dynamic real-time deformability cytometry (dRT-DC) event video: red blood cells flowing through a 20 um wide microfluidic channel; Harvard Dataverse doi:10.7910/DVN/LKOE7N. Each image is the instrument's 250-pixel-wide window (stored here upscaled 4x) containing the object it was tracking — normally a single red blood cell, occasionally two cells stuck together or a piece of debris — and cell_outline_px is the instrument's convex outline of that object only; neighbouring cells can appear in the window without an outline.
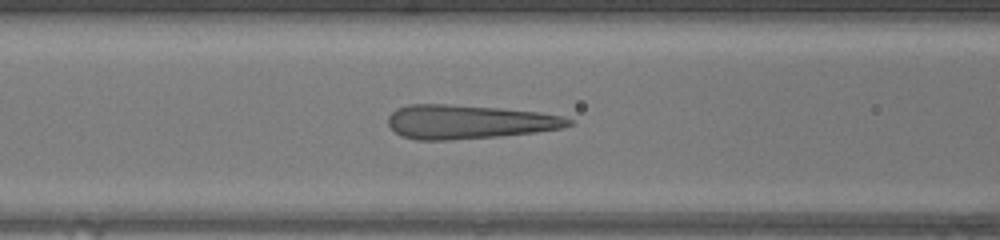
{"species": "human", "species_latin": "Homo sapiens", "temperature_condition": "warm", "stored_images_in_passage": 46, "camera_frame_rate_fps": 3000, "um_per_image_px": 0.085, "donor": {"sex": "female"}, "frame": {"image": 1, "passage_image": 18, "time_ms": 5.667, "image_size_px": [1000, 240], "cell_outline_px": [[572, 124], [560, 128], [536, 132], [500, 136], [448, 140], [416, 140], [400, 136], [388, 124], [388, 116], [396, 108], [408, 104], [448, 104], [500, 108], [540, 112], [560, 116], [572, 120]], "centroid_in_image_um": [39.79, 10.35], "position_along_channel_um": 126.8, "area_um2": 35.72}}
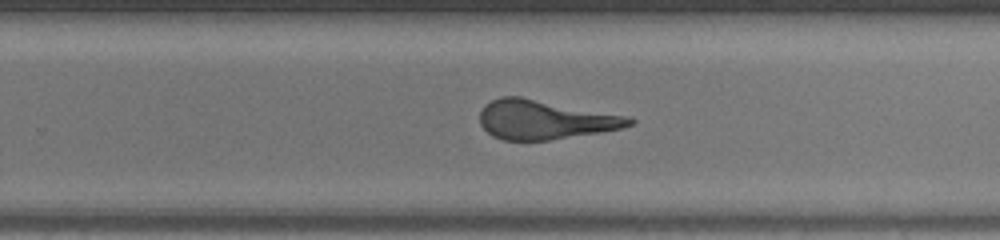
{"frame": {"image": 2, "passage_image": 29, "time_ms": 9.333, "image_size_px": [1000, 240], "cell_outline_px": [[636, 120], [632, 124], [620, 128], [600, 132], [548, 140], [504, 140], [492, 136], [480, 124], [480, 112], [484, 104], [500, 96], [520, 96], [624, 116]], "centroid_in_image_um": [46.23, 10.17], "position_along_channel_um": 283.6, "area_um2": 33.64}}
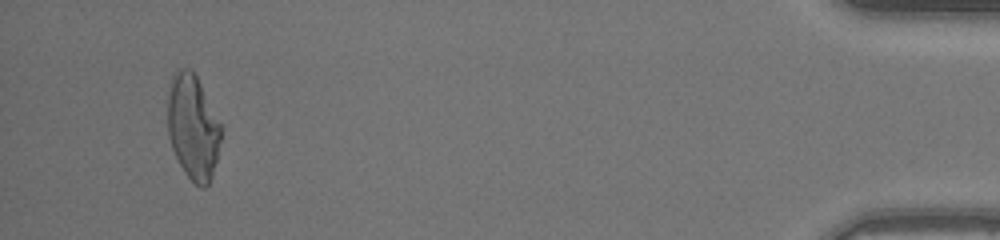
{"frame": {"image": 3, "passage_image": 44, "time_ms": 14.333, "image_size_px": [1000, 240], "cell_outline_px": [[220, 140], [216, 160], [212, 176], [208, 184], [204, 188], [200, 188], [184, 172], [172, 148], [168, 136], [168, 92], [172, 72], [176, 68], [188, 68], [196, 76], [220, 124]], "centroid_in_image_um": [16.36, 10.79], "position_along_channel_um": 418.8, "area_um2": 32.19}}